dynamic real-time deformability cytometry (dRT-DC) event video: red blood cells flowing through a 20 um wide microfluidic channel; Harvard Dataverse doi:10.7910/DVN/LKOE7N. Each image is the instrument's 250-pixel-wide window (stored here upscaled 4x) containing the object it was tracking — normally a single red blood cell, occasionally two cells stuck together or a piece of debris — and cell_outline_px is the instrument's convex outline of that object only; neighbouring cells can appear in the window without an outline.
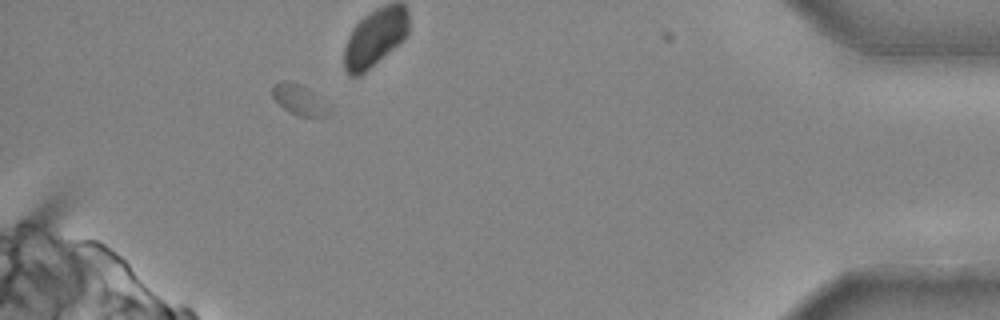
{"species": "common noctule bat (a hibernating species)", "species_latin": "Nyctalus noctula", "temperature_condition": "cold", "stored_images_in_passage": 28, "segment_of_instrument_passage": [3, 3], "camera_frame_rate_fps": 3000, "um_per_image_px": 0.085, "animal": {"sex": "male", "body_mass_g": 20.4}, "frame": {"image": 1, "passage_image": 27, "time_ms": 8.667, "image_size_px": [1000, 320], "cell_outline_px": [[332, 112], [324, 116], [300, 116], [284, 108], [272, 96], [272, 88], [276, 84], [284, 80], [300, 84], [308, 88], [332, 104]], "centroid_in_image_um": [25.55, 8.48], "position_along_channel_um": 409.6, "area_um2": 10.17}}